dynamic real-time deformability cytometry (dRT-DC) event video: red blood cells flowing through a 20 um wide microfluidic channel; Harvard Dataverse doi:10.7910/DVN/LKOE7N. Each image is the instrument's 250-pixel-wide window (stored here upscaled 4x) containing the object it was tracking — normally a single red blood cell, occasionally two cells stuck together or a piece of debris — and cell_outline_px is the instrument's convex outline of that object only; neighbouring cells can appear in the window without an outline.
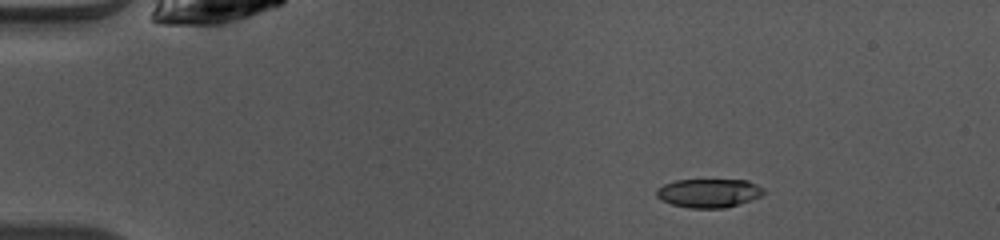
{"species": "common noctule bat (a hibernating species)", "species_latin": "Nyctalus noctula", "temperature_condition": "warm", "stored_images_in_passage": 42, "camera_frame_rate_fps": 3000, "um_per_image_px": 0.085, "animal": {"sex": "female", "body_mass_g": 10.0, "forearm_length_mm": 53.1}, "frame": {"image": 1, "passage_image": 1, "time_ms": 0.0, "image_size_px": [1000, 240], "cell_outline_px": [[764, 192], [760, 196], [752, 200], [724, 208], [688, 208], [672, 204], [660, 200], [656, 196], [656, 188], [664, 184], [676, 180], [748, 180], [764, 188]], "centroid_in_image_um": [60.23, 16.41], "position_along_channel_um": 24.8, "area_um2": 18.03}}
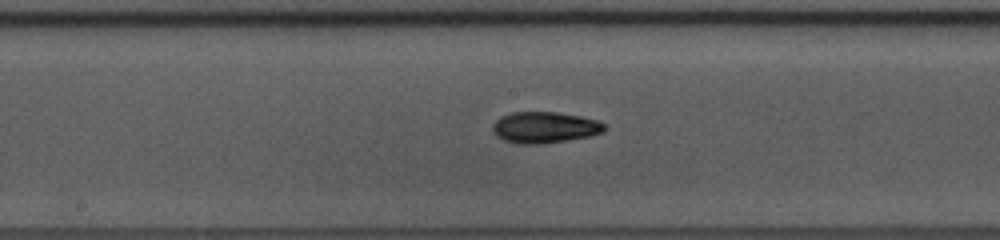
{"frame": {"image": 2, "passage_image": 19, "time_ms": 6.0, "image_size_px": [1000, 240], "cell_outline_px": [[608, 128], [604, 132], [592, 136], [568, 140], [540, 144], [520, 144], [504, 140], [496, 136], [492, 132], [492, 124], [500, 116], [512, 112], [556, 112], [580, 116], [596, 120], [604, 124]], "centroid_in_image_um": [46.29, 10.83], "position_along_channel_um": 201.9, "area_um2": 20.58}}
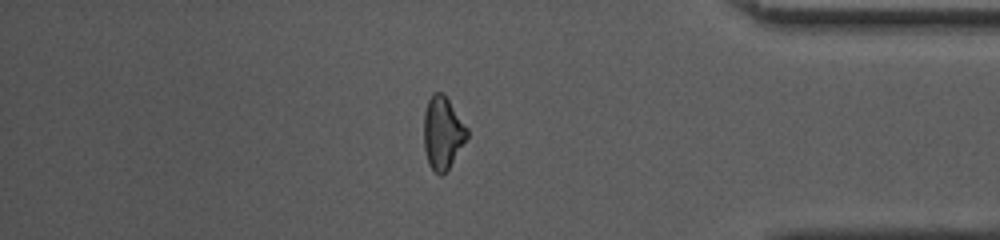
{"frame": {"image": 3, "passage_image": 35, "time_ms": 11.333, "image_size_px": [1000, 240], "cell_outline_px": [[468, 136], [448, 168], [440, 176], [428, 164], [424, 148], [424, 112], [428, 100], [432, 92], [444, 92], [468, 128]], "centroid_in_image_um": [37.61, 11.24], "position_along_channel_um": 397.6, "area_um2": 18.26}, "authors_computed_cell_mechanics": {"area_um2": 19.1318, "velocity_mm_per_s": 4.1208, "shape_relaxation_time_tau1_ms": 5.7154, "shape_relaxation_time_tau2_ms": 3.5223, "deformation_change_tau1": 0.1696, "deformation_change_tau2": 0.0943}}